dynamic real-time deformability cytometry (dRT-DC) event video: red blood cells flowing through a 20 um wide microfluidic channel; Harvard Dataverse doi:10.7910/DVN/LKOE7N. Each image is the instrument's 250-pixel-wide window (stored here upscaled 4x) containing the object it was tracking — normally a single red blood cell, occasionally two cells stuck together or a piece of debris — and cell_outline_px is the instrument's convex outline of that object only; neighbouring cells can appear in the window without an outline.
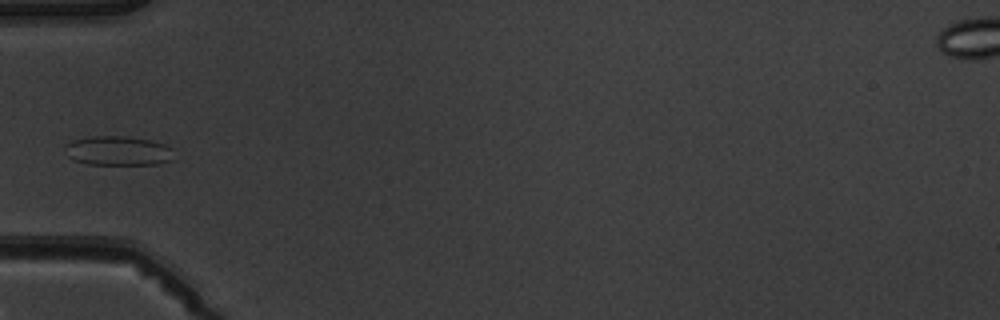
{"species": "common noctule bat (a hibernating species)", "species_latin": "Nyctalus noctula", "temperature_condition": "warm", "stored_images_in_passage": 6, "camera_frame_rate_fps": 3000, "um_per_image_px": 0.085, "animal": {"sex": "male", "body_mass_g": 19.5, "forearm_length_mm": 54.6}, "frame": {"image": 1, "passage_image": 4, "time_ms": 4.333, "image_size_px": [1000, 320], "cell_outline_px": [[176, 160], [156, 164], [88, 164], [72, 160], [68, 156], [64, 148], [72, 140], [92, 136], [124, 136], [148, 140], [164, 144], [172, 148]], "centroid_in_image_um": [10.07, 12.82], "position_along_channel_um": 74.9, "area_um2": 18.73}}
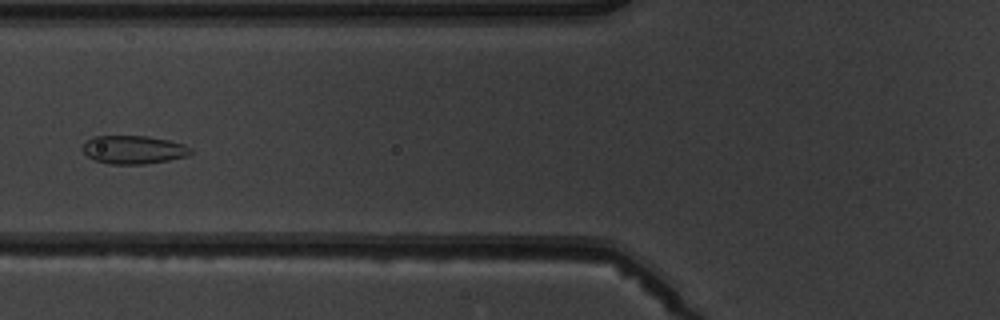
{"frame": {"image": 2, "passage_image": 5, "time_ms": 5.333, "image_size_px": [1000, 320], "cell_outline_px": [[192, 152], [188, 156], [168, 160], [144, 164], [108, 164], [96, 160], [88, 156], [80, 148], [92, 136], [148, 136], [168, 140], [184, 144], [192, 148]], "centroid_in_image_um": [11.36, 12.72], "position_along_channel_um": 114.4, "area_um2": 17.86}}
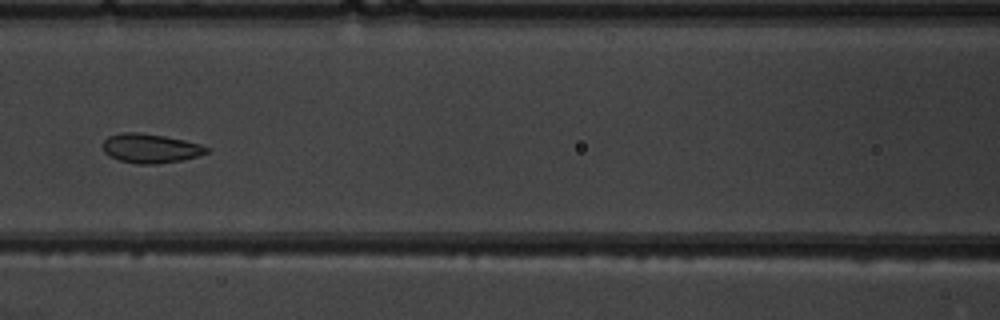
{"frame": {"image": 3, "passage_image": 6, "time_ms": 6.333, "image_size_px": [1000, 320], "cell_outline_px": [[208, 152], [200, 156], [184, 160], [156, 164], [136, 164], [120, 160], [104, 152], [104, 140], [108, 136], [120, 132], [140, 132], [164, 136], [184, 140], [200, 144], [208, 148]], "centroid_in_image_um": [12.81, 12.61], "position_along_channel_um": 153.8, "area_um2": 17.69}}